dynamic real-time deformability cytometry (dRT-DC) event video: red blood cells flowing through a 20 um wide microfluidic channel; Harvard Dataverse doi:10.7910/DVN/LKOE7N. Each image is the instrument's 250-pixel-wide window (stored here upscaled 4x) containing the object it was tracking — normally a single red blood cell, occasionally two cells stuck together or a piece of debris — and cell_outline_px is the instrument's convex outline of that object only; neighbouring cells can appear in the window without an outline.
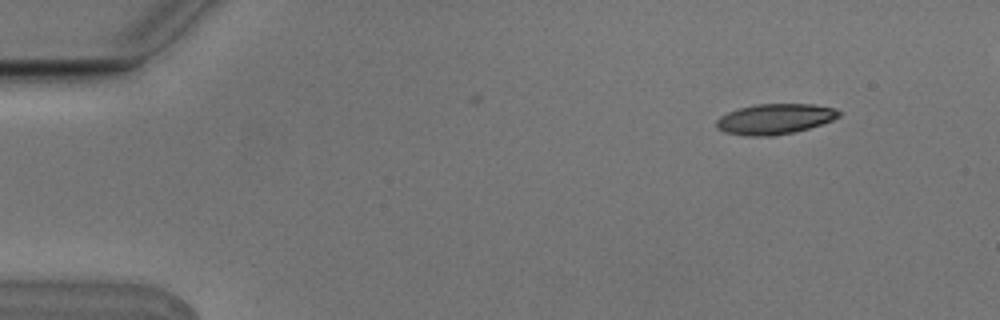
{"species": "Egyptian fruit bat (a non-hibernating species)", "species_latin": "Rousettus aegyptiacus", "temperature_condition": "cold", "stored_images_in_passage": 5, "camera_frame_rate_fps": 3000, "um_per_image_px": 0.085, "animal": {"sex": "male"}, "frame": {"image": 1, "passage_image": 1, "time_ms": 0.0, "image_size_px": [1000, 320], "cell_outline_px": [[840, 116], [832, 120], [796, 132], [776, 136], [744, 136], [724, 132], [716, 128], [716, 120], [720, 116], [728, 112], [740, 108], [756, 104], [812, 104], [836, 108], [840, 112]], "centroid_in_image_um": [65.84, 10.12], "position_along_channel_um": 19.2, "area_um2": 21.85}}